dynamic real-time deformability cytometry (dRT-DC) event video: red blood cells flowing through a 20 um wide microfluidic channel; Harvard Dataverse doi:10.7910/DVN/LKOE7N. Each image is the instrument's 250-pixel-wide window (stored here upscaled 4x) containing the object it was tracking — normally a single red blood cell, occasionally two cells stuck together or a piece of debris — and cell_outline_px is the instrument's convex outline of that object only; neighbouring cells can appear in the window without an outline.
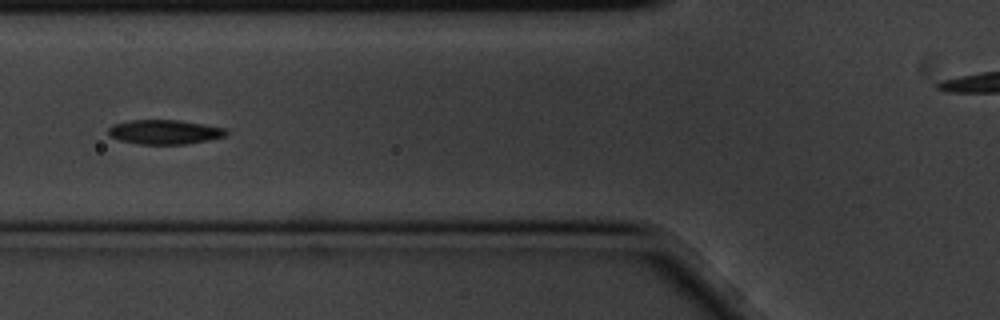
{"species": "common noctule bat (a hibernating species)", "species_latin": "Nyctalus noctula", "temperature_condition": "cold", "stored_images_in_passage": 9, "camera_frame_rate_fps": 3000, "um_per_image_px": 0.085, "animal": {"sex": "male", "body_mass_g": 20.1, "forearm_length_mm": 53.5}, "frame": {"image": 1, "passage_image": 4, "time_ms": 1.0, "image_size_px": [1000, 320], "cell_outline_px": [[228, 132], [224, 136], [208, 140], [188, 144], [140, 144], [120, 140], [108, 136], [108, 128], [112, 124], [132, 120], [180, 120], [204, 124], [224, 128]], "centroid_in_image_um": [13.96, 11.22], "position_along_channel_um": 111.8, "area_um2": 16.76}}
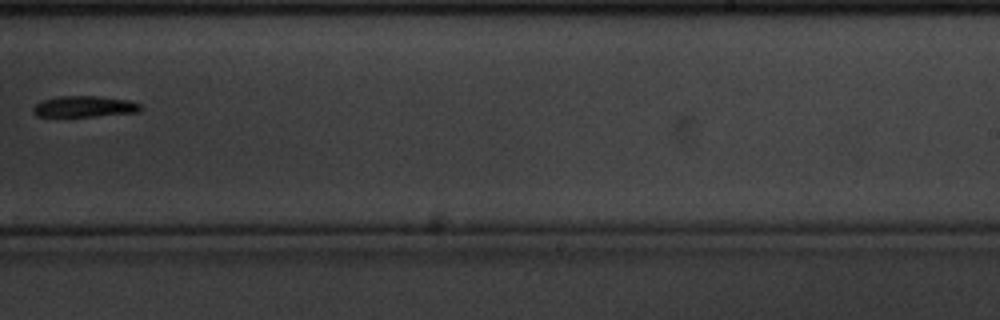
{"frame": {"image": 2, "passage_image": 8, "time_ms": 2.333, "image_size_px": [1000, 320], "cell_outline_px": [[140, 112], [92, 116], [36, 116], [32, 112], [32, 108], [36, 104], [44, 100], [60, 96], [96, 96], [128, 100], [140, 104]], "centroid_in_image_um": [7.16, 9.06], "position_along_channel_um": 281.8, "area_um2": 13.01}}
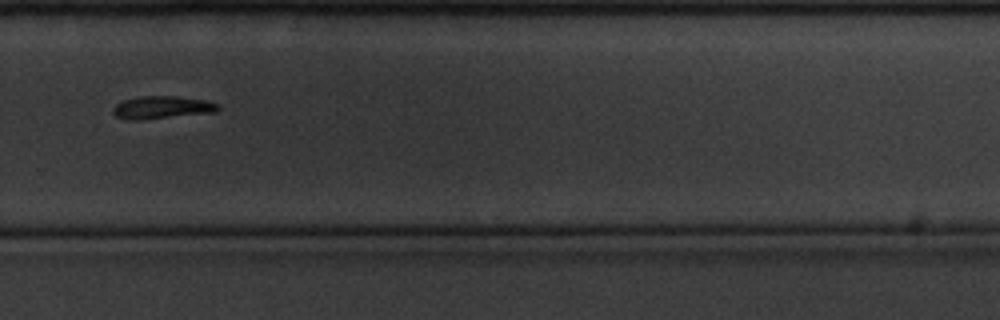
{"frame": {"image": 3, "passage_image": 9, "time_ms": 2.667, "image_size_px": [1000, 320], "cell_outline_px": [[220, 108], [216, 112], [140, 120], [128, 120], [116, 116], [112, 112], [112, 108], [116, 104], [124, 100], [140, 96], [176, 96], [204, 100], [220, 104]], "centroid_in_image_um": [13.76, 9.13], "position_along_channel_um": 316.0, "area_um2": 13.93}}